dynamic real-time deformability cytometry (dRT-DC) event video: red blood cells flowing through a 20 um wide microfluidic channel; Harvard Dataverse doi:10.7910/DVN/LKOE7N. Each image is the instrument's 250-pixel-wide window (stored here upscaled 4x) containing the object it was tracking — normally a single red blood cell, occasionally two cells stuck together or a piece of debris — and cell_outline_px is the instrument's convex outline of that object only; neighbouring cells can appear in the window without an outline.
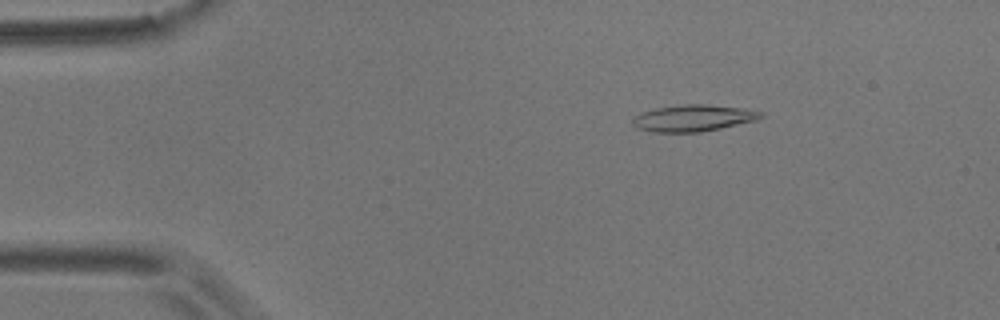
{"species": "common noctule bat (a hibernating species)", "species_latin": "Nyctalus noctula", "temperature_condition": "room temperature", "stored_images_in_passage": 4, "camera_frame_rate_fps": 3000, "um_per_image_px": 0.085, "animal": {"sex": "male", "body_mass_g": 17.9}, "frame": {"image": 1, "passage_image": 3, "time_ms": 0.667, "image_size_px": [1000, 320], "cell_outline_px": [[764, 116], [756, 120], [720, 128], [700, 132], [652, 132], [636, 128], [632, 124], [632, 120], [640, 112], [656, 108], [680, 104], [708, 104], [740, 108], [764, 112]], "centroid_in_image_um": [58.9, 10.03], "position_along_channel_um": 26.1, "area_um2": 19.88}}